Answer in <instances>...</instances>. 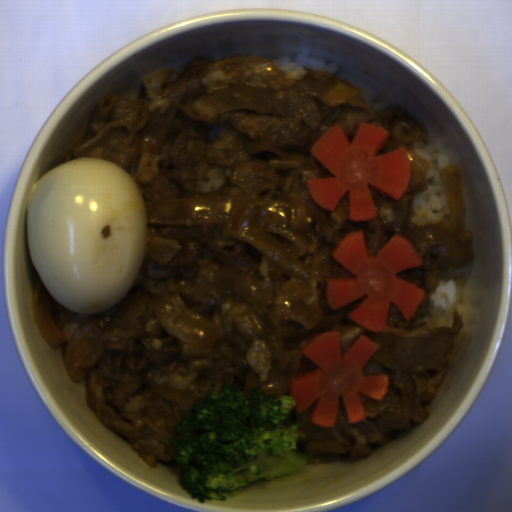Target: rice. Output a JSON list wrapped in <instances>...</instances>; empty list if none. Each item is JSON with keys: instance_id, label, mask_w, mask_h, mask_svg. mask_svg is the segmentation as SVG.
I'll use <instances>...</instances> for the list:
<instances>
[{"instance_id": "rice-1", "label": "rice", "mask_w": 512, "mask_h": 512, "mask_svg": "<svg viewBox=\"0 0 512 512\" xmlns=\"http://www.w3.org/2000/svg\"><path fill=\"white\" fill-rule=\"evenodd\" d=\"M414 152L426 160L430 167L426 178V191L420 192L413 202L415 215L412 216V222L418 225L438 223L452 214L440 181V171L450 163L440 151L439 145L434 143L417 142Z\"/></svg>"}, {"instance_id": "rice-2", "label": "rice", "mask_w": 512, "mask_h": 512, "mask_svg": "<svg viewBox=\"0 0 512 512\" xmlns=\"http://www.w3.org/2000/svg\"><path fill=\"white\" fill-rule=\"evenodd\" d=\"M272 62L290 80H299L305 75L307 69L338 76L354 90L360 92L363 102L369 109L375 112L384 111L388 106L377 90L344 73L335 61L314 58L306 51L300 52L297 56L273 57Z\"/></svg>"}, {"instance_id": "rice-3", "label": "rice", "mask_w": 512, "mask_h": 512, "mask_svg": "<svg viewBox=\"0 0 512 512\" xmlns=\"http://www.w3.org/2000/svg\"><path fill=\"white\" fill-rule=\"evenodd\" d=\"M468 274L463 268H458L443 277L428 298L430 312L421 319L428 327L435 328L452 324L453 311L461 316L464 311L463 299L467 286Z\"/></svg>"}]
</instances>
